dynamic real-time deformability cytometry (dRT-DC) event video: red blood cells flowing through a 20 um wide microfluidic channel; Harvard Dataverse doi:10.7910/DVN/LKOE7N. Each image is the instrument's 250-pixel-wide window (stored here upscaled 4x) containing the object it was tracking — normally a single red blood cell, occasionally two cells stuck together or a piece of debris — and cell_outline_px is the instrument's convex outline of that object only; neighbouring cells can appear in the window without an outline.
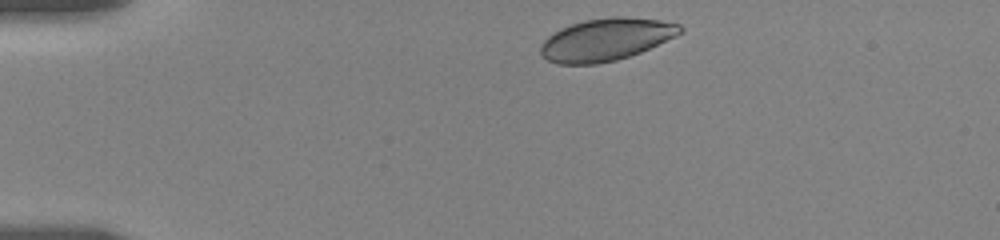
{"species": "human", "species_latin": "Homo sapiens", "temperature_condition": "room temperature", "stored_images_in_passage": 26, "camera_frame_rate_fps": 3000, "um_per_image_px": 0.085, "donor": {"sex": "female"}, "frame": {"image": 1, "passage_image": 1, "time_ms": 0.0, "image_size_px": [1000, 240], "cell_outline_px": [[684, 32], [676, 36], [640, 52], [616, 60], [596, 64], [556, 64], [548, 60], [540, 52], [540, 44], [548, 36], [560, 28], [584, 20], [612, 16], [620, 16], [660, 20], [680, 24], [684, 28]], "centroid_in_image_um": [51.51, 3.35], "position_along_channel_um": 33.5, "area_um2": 34.45}}
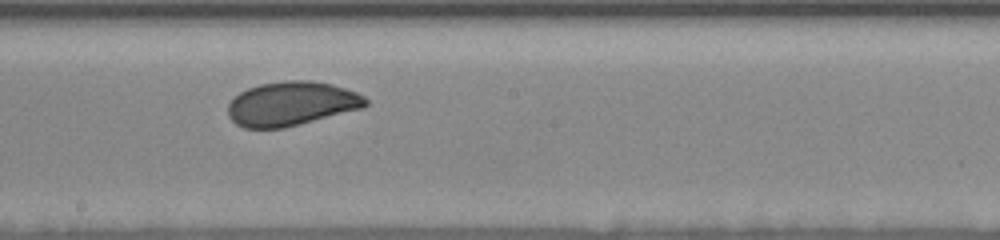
{"frame": {"image": 2, "passage_image": 14, "time_ms": 7.0, "image_size_px": [1000, 240], "cell_outline_px": [[368, 104], [364, 108], [284, 128], [244, 128], [236, 124], [228, 116], [228, 104], [240, 92], [248, 88], [260, 84], [284, 80], [308, 80], [332, 84], [356, 92], [364, 96], [368, 100]], "centroid_in_image_um": [24.78, 8.81], "position_along_channel_um": 223.4, "area_um2": 35.49}}
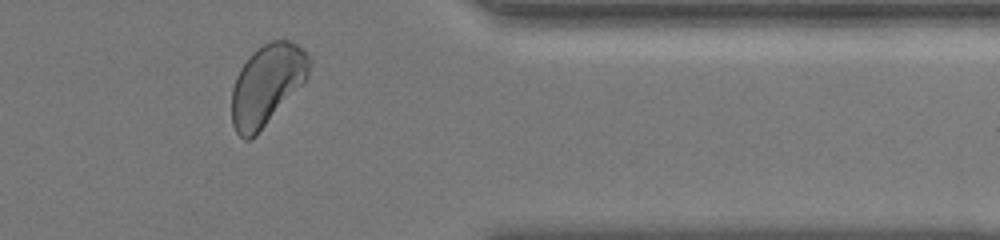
{"frame": {"image": 3, "passage_image": 23, "time_ms": 12.0, "image_size_px": [1000, 240], "cell_outline_px": [[312, 64], [308, 76], [256, 136], [248, 140], [244, 140], [236, 132], [232, 124], [232, 88], [236, 76], [240, 68], [252, 52], [264, 44], [272, 40], [288, 40], [296, 44], [312, 60]], "centroid_in_image_um": [22.67, 7.2], "position_along_channel_um": 388.7, "area_um2": 36.13}, "authors_computed_cell_mechanics": {"area_um2": 35.4314, "velocity_mm_per_s": 3.5207, "shape_relaxation_time_tau1_ms": 3.59, "shape_relaxation_time_tau2_ms": null, "deformation_change_tau1": 0.0883, "deformation_change_tau2": null}}